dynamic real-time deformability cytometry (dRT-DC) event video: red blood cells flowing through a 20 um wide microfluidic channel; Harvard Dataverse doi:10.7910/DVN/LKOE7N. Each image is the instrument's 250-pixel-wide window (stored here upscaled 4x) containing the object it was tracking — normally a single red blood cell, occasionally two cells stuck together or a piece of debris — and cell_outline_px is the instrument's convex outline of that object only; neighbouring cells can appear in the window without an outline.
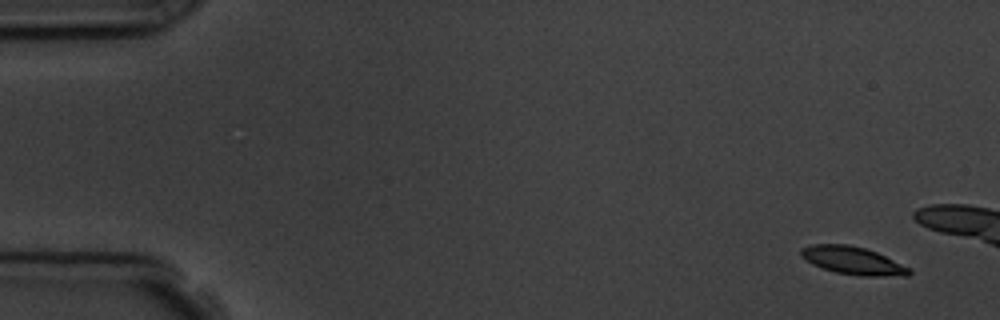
{"species": "common noctule bat (a hibernating species)", "species_latin": "Nyctalus noctula", "temperature_condition": "room temperature", "stored_images_in_passage": 5, "camera_frame_rate_fps": 3000, "um_per_image_px": 0.085, "animal": {"sex": "male", "body_mass_g": 19.5, "forearm_length_mm": 54.6}, "frame": {"image": 1, "passage_image": 1, "time_ms": 0.0, "image_size_px": [1000, 320], "cell_outline_px": [[912, 272], [908, 276], [860, 276], [836, 272], [812, 264], [800, 256], [800, 248], [812, 244], [848, 244], [864, 248], [876, 252], [908, 268]], "centroid_in_image_um": [72.44, 22.14], "position_along_channel_um": 12.6, "area_um2": 17.34}}